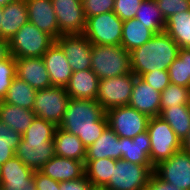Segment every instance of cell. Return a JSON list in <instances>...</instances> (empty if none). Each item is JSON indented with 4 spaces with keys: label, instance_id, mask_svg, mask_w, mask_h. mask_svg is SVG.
I'll return each mask as SVG.
<instances>
[{
    "label": "cell",
    "instance_id": "obj_6",
    "mask_svg": "<svg viewBox=\"0 0 190 190\" xmlns=\"http://www.w3.org/2000/svg\"><path fill=\"white\" fill-rule=\"evenodd\" d=\"M147 131L150 137V160L153 167L181 150V140L160 116L149 119Z\"/></svg>",
    "mask_w": 190,
    "mask_h": 190
},
{
    "label": "cell",
    "instance_id": "obj_14",
    "mask_svg": "<svg viewBox=\"0 0 190 190\" xmlns=\"http://www.w3.org/2000/svg\"><path fill=\"white\" fill-rule=\"evenodd\" d=\"M55 42L64 52L73 72L91 69L92 44L83 34L61 35Z\"/></svg>",
    "mask_w": 190,
    "mask_h": 190
},
{
    "label": "cell",
    "instance_id": "obj_35",
    "mask_svg": "<svg viewBox=\"0 0 190 190\" xmlns=\"http://www.w3.org/2000/svg\"><path fill=\"white\" fill-rule=\"evenodd\" d=\"M15 77L16 58L10 54L7 58L0 60V100L7 95L8 88Z\"/></svg>",
    "mask_w": 190,
    "mask_h": 190
},
{
    "label": "cell",
    "instance_id": "obj_41",
    "mask_svg": "<svg viewBox=\"0 0 190 190\" xmlns=\"http://www.w3.org/2000/svg\"><path fill=\"white\" fill-rule=\"evenodd\" d=\"M92 187V182L86 175L77 179L59 182V190H91Z\"/></svg>",
    "mask_w": 190,
    "mask_h": 190
},
{
    "label": "cell",
    "instance_id": "obj_12",
    "mask_svg": "<svg viewBox=\"0 0 190 190\" xmlns=\"http://www.w3.org/2000/svg\"><path fill=\"white\" fill-rule=\"evenodd\" d=\"M153 173L181 190H190V153L182 149L154 166Z\"/></svg>",
    "mask_w": 190,
    "mask_h": 190
},
{
    "label": "cell",
    "instance_id": "obj_7",
    "mask_svg": "<svg viewBox=\"0 0 190 190\" xmlns=\"http://www.w3.org/2000/svg\"><path fill=\"white\" fill-rule=\"evenodd\" d=\"M123 21L113 11L86 18L83 35L92 45L121 46Z\"/></svg>",
    "mask_w": 190,
    "mask_h": 190
},
{
    "label": "cell",
    "instance_id": "obj_31",
    "mask_svg": "<svg viewBox=\"0 0 190 190\" xmlns=\"http://www.w3.org/2000/svg\"><path fill=\"white\" fill-rule=\"evenodd\" d=\"M85 175L95 187H105L116 165V159L85 160Z\"/></svg>",
    "mask_w": 190,
    "mask_h": 190
},
{
    "label": "cell",
    "instance_id": "obj_32",
    "mask_svg": "<svg viewBox=\"0 0 190 190\" xmlns=\"http://www.w3.org/2000/svg\"><path fill=\"white\" fill-rule=\"evenodd\" d=\"M135 19L141 21L154 34L164 32L166 20L155 0H142Z\"/></svg>",
    "mask_w": 190,
    "mask_h": 190
},
{
    "label": "cell",
    "instance_id": "obj_21",
    "mask_svg": "<svg viewBox=\"0 0 190 190\" xmlns=\"http://www.w3.org/2000/svg\"><path fill=\"white\" fill-rule=\"evenodd\" d=\"M29 22L27 4L25 0H13L3 6L2 19L0 21V38L9 41L15 33Z\"/></svg>",
    "mask_w": 190,
    "mask_h": 190
},
{
    "label": "cell",
    "instance_id": "obj_37",
    "mask_svg": "<svg viewBox=\"0 0 190 190\" xmlns=\"http://www.w3.org/2000/svg\"><path fill=\"white\" fill-rule=\"evenodd\" d=\"M85 18L114 10V0H82Z\"/></svg>",
    "mask_w": 190,
    "mask_h": 190
},
{
    "label": "cell",
    "instance_id": "obj_10",
    "mask_svg": "<svg viewBox=\"0 0 190 190\" xmlns=\"http://www.w3.org/2000/svg\"><path fill=\"white\" fill-rule=\"evenodd\" d=\"M136 75L131 72L122 76L100 79L96 101L105 111L127 106L130 101Z\"/></svg>",
    "mask_w": 190,
    "mask_h": 190
},
{
    "label": "cell",
    "instance_id": "obj_28",
    "mask_svg": "<svg viewBox=\"0 0 190 190\" xmlns=\"http://www.w3.org/2000/svg\"><path fill=\"white\" fill-rule=\"evenodd\" d=\"M164 31L180 48H190V10L168 17Z\"/></svg>",
    "mask_w": 190,
    "mask_h": 190
},
{
    "label": "cell",
    "instance_id": "obj_43",
    "mask_svg": "<svg viewBox=\"0 0 190 190\" xmlns=\"http://www.w3.org/2000/svg\"><path fill=\"white\" fill-rule=\"evenodd\" d=\"M144 190H181L174 186L173 184H169L160 178H158L154 173L150 176L147 186Z\"/></svg>",
    "mask_w": 190,
    "mask_h": 190
},
{
    "label": "cell",
    "instance_id": "obj_34",
    "mask_svg": "<svg viewBox=\"0 0 190 190\" xmlns=\"http://www.w3.org/2000/svg\"><path fill=\"white\" fill-rule=\"evenodd\" d=\"M176 105H190V88L170 83L160 93V110Z\"/></svg>",
    "mask_w": 190,
    "mask_h": 190
},
{
    "label": "cell",
    "instance_id": "obj_18",
    "mask_svg": "<svg viewBox=\"0 0 190 190\" xmlns=\"http://www.w3.org/2000/svg\"><path fill=\"white\" fill-rule=\"evenodd\" d=\"M16 76L36 91L52 86L42 57L17 58Z\"/></svg>",
    "mask_w": 190,
    "mask_h": 190
},
{
    "label": "cell",
    "instance_id": "obj_44",
    "mask_svg": "<svg viewBox=\"0 0 190 190\" xmlns=\"http://www.w3.org/2000/svg\"><path fill=\"white\" fill-rule=\"evenodd\" d=\"M178 56L185 60L186 78H190V48H180Z\"/></svg>",
    "mask_w": 190,
    "mask_h": 190
},
{
    "label": "cell",
    "instance_id": "obj_5",
    "mask_svg": "<svg viewBox=\"0 0 190 190\" xmlns=\"http://www.w3.org/2000/svg\"><path fill=\"white\" fill-rule=\"evenodd\" d=\"M55 39L38 29L34 24H24L9 39L10 54L17 58L42 57Z\"/></svg>",
    "mask_w": 190,
    "mask_h": 190
},
{
    "label": "cell",
    "instance_id": "obj_27",
    "mask_svg": "<svg viewBox=\"0 0 190 190\" xmlns=\"http://www.w3.org/2000/svg\"><path fill=\"white\" fill-rule=\"evenodd\" d=\"M155 34L138 19L123 21L121 46L128 52L142 46Z\"/></svg>",
    "mask_w": 190,
    "mask_h": 190
},
{
    "label": "cell",
    "instance_id": "obj_30",
    "mask_svg": "<svg viewBox=\"0 0 190 190\" xmlns=\"http://www.w3.org/2000/svg\"><path fill=\"white\" fill-rule=\"evenodd\" d=\"M37 91L26 81L17 76L8 88L7 95L2 100L5 103L33 110Z\"/></svg>",
    "mask_w": 190,
    "mask_h": 190
},
{
    "label": "cell",
    "instance_id": "obj_42",
    "mask_svg": "<svg viewBox=\"0 0 190 190\" xmlns=\"http://www.w3.org/2000/svg\"><path fill=\"white\" fill-rule=\"evenodd\" d=\"M34 183L36 190H59V182L40 171H34Z\"/></svg>",
    "mask_w": 190,
    "mask_h": 190
},
{
    "label": "cell",
    "instance_id": "obj_9",
    "mask_svg": "<svg viewBox=\"0 0 190 190\" xmlns=\"http://www.w3.org/2000/svg\"><path fill=\"white\" fill-rule=\"evenodd\" d=\"M70 97L64 87L51 86L38 90L33 111L36 116L54 123H62Z\"/></svg>",
    "mask_w": 190,
    "mask_h": 190
},
{
    "label": "cell",
    "instance_id": "obj_19",
    "mask_svg": "<svg viewBox=\"0 0 190 190\" xmlns=\"http://www.w3.org/2000/svg\"><path fill=\"white\" fill-rule=\"evenodd\" d=\"M42 59L49 73L52 86L65 88L73 71L61 47L54 42L43 54Z\"/></svg>",
    "mask_w": 190,
    "mask_h": 190
},
{
    "label": "cell",
    "instance_id": "obj_40",
    "mask_svg": "<svg viewBox=\"0 0 190 190\" xmlns=\"http://www.w3.org/2000/svg\"><path fill=\"white\" fill-rule=\"evenodd\" d=\"M165 20L173 14L190 10V0H155Z\"/></svg>",
    "mask_w": 190,
    "mask_h": 190
},
{
    "label": "cell",
    "instance_id": "obj_16",
    "mask_svg": "<svg viewBox=\"0 0 190 190\" xmlns=\"http://www.w3.org/2000/svg\"><path fill=\"white\" fill-rule=\"evenodd\" d=\"M29 22L55 40L60 36L52 0H25Z\"/></svg>",
    "mask_w": 190,
    "mask_h": 190
},
{
    "label": "cell",
    "instance_id": "obj_33",
    "mask_svg": "<svg viewBox=\"0 0 190 190\" xmlns=\"http://www.w3.org/2000/svg\"><path fill=\"white\" fill-rule=\"evenodd\" d=\"M22 135L0 121V165L15 156Z\"/></svg>",
    "mask_w": 190,
    "mask_h": 190
},
{
    "label": "cell",
    "instance_id": "obj_2",
    "mask_svg": "<svg viewBox=\"0 0 190 190\" xmlns=\"http://www.w3.org/2000/svg\"><path fill=\"white\" fill-rule=\"evenodd\" d=\"M57 126L42 118L35 117L22 134L15 150L18 157L28 168L39 171L55 154L54 135Z\"/></svg>",
    "mask_w": 190,
    "mask_h": 190
},
{
    "label": "cell",
    "instance_id": "obj_29",
    "mask_svg": "<svg viewBox=\"0 0 190 190\" xmlns=\"http://www.w3.org/2000/svg\"><path fill=\"white\" fill-rule=\"evenodd\" d=\"M182 141L190 131V105H176L163 109L159 115Z\"/></svg>",
    "mask_w": 190,
    "mask_h": 190
},
{
    "label": "cell",
    "instance_id": "obj_1",
    "mask_svg": "<svg viewBox=\"0 0 190 190\" xmlns=\"http://www.w3.org/2000/svg\"><path fill=\"white\" fill-rule=\"evenodd\" d=\"M59 127L78 136L87 148L108 127V119L106 111L96 100L70 98Z\"/></svg>",
    "mask_w": 190,
    "mask_h": 190
},
{
    "label": "cell",
    "instance_id": "obj_46",
    "mask_svg": "<svg viewBox=\"0 0 190 190\" xmlns=\"http://www.w3.org/2000/svg\"><path fill=\"white\" fill-rule=\"evenodd\" d=\"M181 149L187 153H190V131L188 135L181 141Z\"/></svg>",
    "mask_w": 190,
    "mask_h": 190
},
{
    "label": "cell",
    "instance_id": "obj_15",
    "mask_svg": "<svg viewBox=\"0 0 190 190\" xmlns=\"http://www.w3.org/2000/svg\"><path fill=\"white\" fill-rule=\"evenodd\" d=\"M0 190H36L34 171L12 157L1 165Z\"/></svg>",
    "mask_w": 190,
    "mask_h": 190
},
{
    "label": "cell",
    "instance_id": "obj_38",
    "mask_svg": "<svg viewBox=\"0 0 190 190\" xmlns=\"http://www.w3.org/2000/svg\"><path fill=\"white\" fill-rule=\"evenodd\" d=\"M142 0H114L113 12L122 21L134 19Z\"/></svg>",
    "mask_w": 190,
    "mask_h": 190
},
{
    "label": "cell",
    "instance_id": "obj_39",
    "mask_svg": "<svg viewBox=\"0 0 190 190\" xmlns=\"http://www.w3.org/2000/svg\"><path fill=\"white\" fill-rule=\"evenodd\" d=\"M142 80L151 85L156 91L162 92L169 84L168 70H154L140 76Z\"/></svg>",
    "mask_w": 190,
    "mask_h": 190
},
{
    "label": "cell",
    "instance_id": "obj_11",
    "mask_svg": "<svg viewBox=\"0 0 190 190\" xmlns=\"http://www.w3.org/2000/svg\"><path fill=\"white\" fill-rule=\"evenodd\" d=\"M108 126L119 136L133 139L147 131L149 117L135 108L127 106L113 107L106 111Z\"/></svg>",
    "mask_w": 190,
    "mask_h": 190
},
{
    "label": "cell",
    "instance_id": "obj_36",
    "mask_svg": "<svg viewBox=\"0 0 190 190\" xmlns=\"http://www.w3.org/2000/svg\"><path fill=\"white\" fill-rule=\"evenodd\" d=\"M170 83L190 88V78H186L185 60L179 56L168 68Z\"/></svg>",
    "mask_w": 190,
    "mask_h": 190
},
{
    "label": "cell",
    "instance_id": "obj_13",
    "mask_svg": "<svg viewBox=\"0 0 190 190\" xmlns=\"http://www.w3.org/2000/svg\"><path fill=\"white\" fill-rule=\"evenodd\" d=\"M61 35L83 34L86 18L82 0H52Z\"/></svg>",
    "mask_w": 190,
    "mask_h": 190
},
{
    "label": "cell",
    "instance_id": "obj_47",
    "mask_svg": "<svg viewBox=\"0 0 190 190\" xmlns=\"http://www.w3.org/2000/svg\"><path fill=\"white\" fill-rule=\"evenodd\" d=\"M11 1H13V0H0V5H1V6H5V5H7L8 3H10Z\"/></svg>",
    "mask_w": 190,
    "mask_h": 190
},
{
    "label": "cell",
    "instance_id": "obj_25",
    "mask_svg": "<svg viewBox=\"0 0 190 190\" xmlns=\"http://www.w3.org/2000/svg\"><path fill=\"white\" fill-rule=\"evenodd\" d=\"M53 141L57 156L85 162L86 147L78 136L58 126Z\"/></svg>",
    "mask_w": 190,
    "mask_h": 190
},
{
    "label": "cell",
    "instance_id": "obj_3",
    "mask_svg": "<svg viewBox=\"0 0 190 190\" xmlns=\"http://www.w3.org/2000/svg\"><path fill=\"white\" fill-rule=\"evenodd\" d=\"M180 47L164 31L130 52L131 70L140 77L154 70H168L178 57Z\"/></svg>",
    "mask_w": 190,
    "mask_h": 190
},
{
    "label": "cell",
    "instance_id": "obj_23",
    "mask_svg": "<svg viewBox=\"0 0 190 190\" xmlns=\"http://www.w3.org/2000/svg\"><path fill=\"white\" fill-rule=\"evenodd\" d=\"M150 137L148 131L133 139L121 137V159L138 165H152L150 160Z\"/></svg>",
    "mask_w": 190,
    "mask_h": 190
},
{
    "label": "cell",
    "instance_id": "obj_4",
    "mask_svg": "<svg viewBox=\"0 0 190 190\" xmlns=\"http://www.w3.org/2000/svg\"><path fill=\"white\" fill-rule=\"evenodd\" d=\"M91 70L99 79L131 73L130 52L122 46L92 45Z\"/></svg>",
    "mask_w": 190,
    "mask_h": 190
},
{
    "label": "cell",
    "instance_id": "obj_48",
    "mask_svg": "<svg viewBox=\"0 0 190 190\" xmlns=\"http://www.w3.org/2000/svg\"><path fill=\"white\" fill-rule=\"evenodd\" d=\"M91 190H110V189L105 188V187H95V186H93V187L91 188Z\"/></svg>",
    "mask_w": 190,
    "mask_h": 190
},
{
    "label": "cell",
    "instance_id": "obj_26",
    "mask_svg": "<svg viewBox=\"0 0 190 190\" xmlns=\"http://www.w3.org/2000/svg\"><path fill=\"white\" fill-rule=\"evenodd\" d=\"M36 113L27 108L11 105L0 100V121L21 135L31 125Z\"/></svg>",
    "mask_w": 190,
    "mask_h": 190
},
{
    "label": "cell",
    "instance_id": "obj_8",
    "mask_svg": "<svg viewBox=\"0 0 190 190\" xmlns=\"http://www.w3.org/2000/svg\"><path fill=\"white\" fill-rule=\"evenodd\" d=\"M153 170V165H138L118 159L105 188L110 190H144Z\"/></svg>",
    "mask_w": 190,
    "mask_h": 190
},
{
    "label": "cell",
    "instance_id": "obj_20",
    "mask_svg": "<svg viewBox=\"0 0 190 190\" xmlns=\"http://www.w3.org/2000/svg\"><path fill=\"white\" fill-rule=\"evenodd\" d=\"M58 181H69L85 175V163L55 155L39 170Z\"/></svg>",
    "mask_w": 190,
    "mask_h": 190
},
{
    "label": "cell",
    "instance_id": "obj_49",
    "mask_svg": "<svg viewBox=\"0 0 190 190\" xmlns=\"http://www.w3.org/2000/svg\"><path fill=\"white\" fill-rule=\"evenodd\" d=\"M2 12H3V6L0 5V21L2 19ZM0 25H1V23H0Z\"/></svg>",
    "mask_w": 190,
    "mask_h": 190
},
{
    "label": "cell",
    "instance_id": "obj_17",
    "mask_svg": "<svg viewBox=\"0 0 190 190\" xmlns=\"http://www.w3.org/2000/svg\"><path fill=\"white\" fill-rule=\"evenodd\" d=\"M149 118L160 115V92L136 76L128 104Z\"/></svg>",
    "mask_w": 190,
    "mask_h": 190
},
{
    "label": "cell",
    "instance_id": "obj_22",
    "mask_svg": "<svg viewBox=\"0 0 190 190\" xmlns=\"http://www.w3.org/2000/svg\"><path fill=\"white\" fill-rule=\"evenodd\" d=\"M99 80L91 69L76 71L73 72L65 89L72 99L96 100Z\"/></svg>",
    "mask_w": 190,
    "mask_h": 190
},
{
    "label": "cell",
    "instance_id": "obj_45",
    "mask_svg": "<svg viewBox=\"0 0 190 190\" xmlns=\"http://www.w3.org/2000/svg\"><path fill=\"white\" fill-rule=\"evenodd\" d=\"M10 55L9 41L0 38V60L7 58Z\"/></svg>",
    "mask_w": 190,
    "mask_h": 190
},
{
    "label": "cell",
    "instance_id": "obj_24",
    "mask_svg": "<svg viewBox=\"0 0 190 190\" xmlns=\"http://www.w3.org/2000/svg\"><path fill=\"white\" fill-rule=\"evenodd\" d=\"M102 158L121 159V137L109 126L93 144L86 148L85 160Z\"/></svg>",
    "mask_w": 190,
    "mask_h": 190
}]
</instances>
